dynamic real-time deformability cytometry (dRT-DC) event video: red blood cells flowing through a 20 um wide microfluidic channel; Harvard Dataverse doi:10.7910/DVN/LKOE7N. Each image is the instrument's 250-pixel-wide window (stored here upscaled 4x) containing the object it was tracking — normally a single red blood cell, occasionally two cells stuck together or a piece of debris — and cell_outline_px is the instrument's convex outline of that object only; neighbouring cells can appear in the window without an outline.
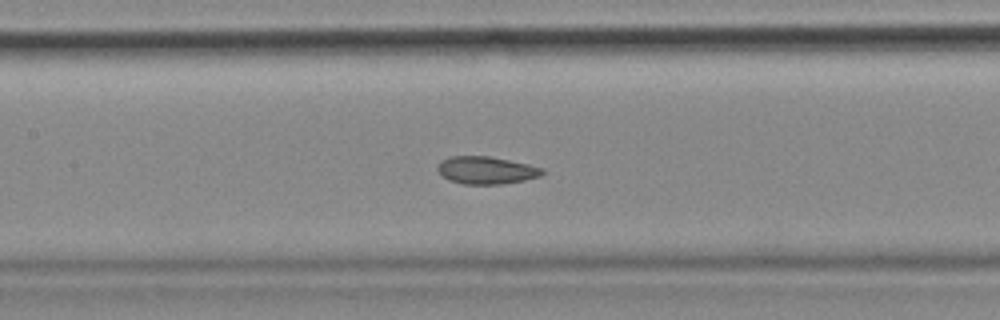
{"species": "common noctule bat (a hibernating species)", "species_latin": "Nyctalus noctula", "temperature_condition": "cold", "stored_images_in_passage": 14, "camera_frame_rate_fps": 3000, "um_per_image_px": 0.085, "animal": {"sex": "female", "body_mass_g": 18.4}, "frame": {"image": 1, "passage_image": 12, "time_ms": 3.667, "image_size_px": [1000, 320], "cell_outline_px": [[548, 172], [540, 176], [524, 180], [504, 184], [464, 184], [448, 180], [436, 168], [440, 160], [452, 156], [488, 156], [528, 164], [544, 168]], "centroid_in_image_um": [41.36, 14.47], "position_along_channel_um": 166.0, "area_um2": 16.88}}